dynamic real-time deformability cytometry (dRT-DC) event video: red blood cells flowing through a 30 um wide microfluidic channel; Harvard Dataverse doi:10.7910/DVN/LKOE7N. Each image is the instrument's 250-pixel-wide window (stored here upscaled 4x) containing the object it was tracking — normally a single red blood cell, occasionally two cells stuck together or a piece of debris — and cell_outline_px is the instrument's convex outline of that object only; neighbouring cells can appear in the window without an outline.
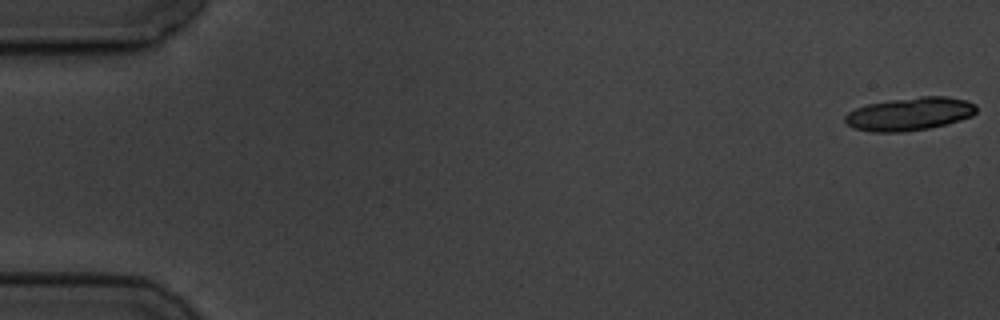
{"species": "common noctule bat (a hibernating species)", "species_latin": "Nyctalus noctula", "temperature_condition": "cold", "stored_images_in_passage": 7, "camera_frame_rate_fps": 3000, "um_per_image_px": 0.085, "animal": {"sex": "male", "body_mass_g": 19.5, "forearm_length_mm": 54.6}, "frame": {"image": 1, "passage_image": 1, "time_ms": 0.0, "image_size_px": [1000, 320], "cell_outline_px": [[976, 112], [972, 116], [948, 124], [928, 128], [904, 132], [872, 132], [856, 128], [848, 124], [844, 120], [844, 116], [848, 112], [856, 108], [868, 104], [892, 100], [920, 96], [948, 96], [964, 100], [976, 104]], "centroid_in_image_um": [77.34, 9.68], "position_along_channel_um": 7.7, "area_um2": 25.26}}
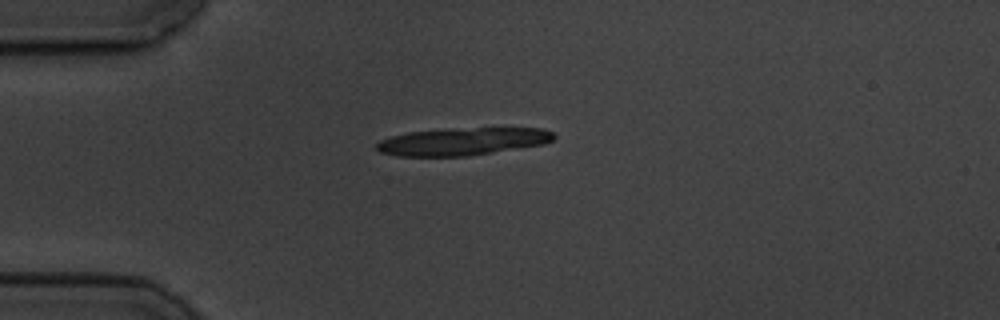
{"frame": {"image": 2, "passage_image": 5, "time_ms": 4.667, "image_size_px": [1000, 320], "cell_outline_px": [[556, 136], [552, 140], [544, 144], [468, 156], [396, 156], [380, 152], [376, 148], [376, 144], [380, 140], [392, 136], [408, 132], [476, 128], [544, 128], [552, 132]], "centroid_in_image_um": [39.34, 12.03], "position_along_channel_um": 45.7, "area_um2": 28.15}}